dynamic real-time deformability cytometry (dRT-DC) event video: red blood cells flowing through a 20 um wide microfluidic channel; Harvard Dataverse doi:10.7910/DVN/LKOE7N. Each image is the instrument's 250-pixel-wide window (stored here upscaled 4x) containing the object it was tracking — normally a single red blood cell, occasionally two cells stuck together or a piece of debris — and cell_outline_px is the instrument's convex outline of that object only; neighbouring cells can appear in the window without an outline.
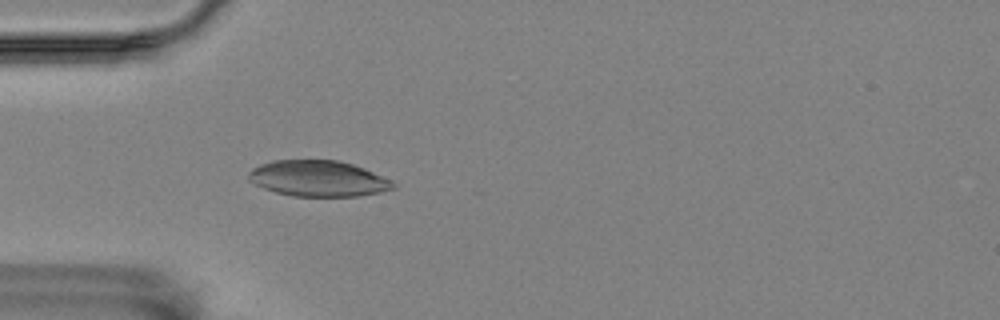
{"species": "Egyptian fruit bat (a non-hibernating species)", "species_latin": "Rousettus aegyptiacus", "temperature_condition": "room temperature", "stored_images_in_passage": 25, "camera_frame_rate_fps": 3000, "um_per_image_px": 0.085, "animal": {"sex": "female"}, "frame": {"image": 1, "passage_image": 1, "time_ms": 0.0, "image_size_px": [1000, 320], "cell_outline_px": [[396, 188], [380, 192], [356, 196], [292, 196], [276, 192], [264, 188], [248, 180], [248, 172], [252, 168], [260, 164], [272, 160], [340, 160], [364, 168], [392, 180], [396, 184]], "centroid_in_image_um": [27.05, 15.17], "position_along_channel_um": 57.9, "area_um2": 30.35}}